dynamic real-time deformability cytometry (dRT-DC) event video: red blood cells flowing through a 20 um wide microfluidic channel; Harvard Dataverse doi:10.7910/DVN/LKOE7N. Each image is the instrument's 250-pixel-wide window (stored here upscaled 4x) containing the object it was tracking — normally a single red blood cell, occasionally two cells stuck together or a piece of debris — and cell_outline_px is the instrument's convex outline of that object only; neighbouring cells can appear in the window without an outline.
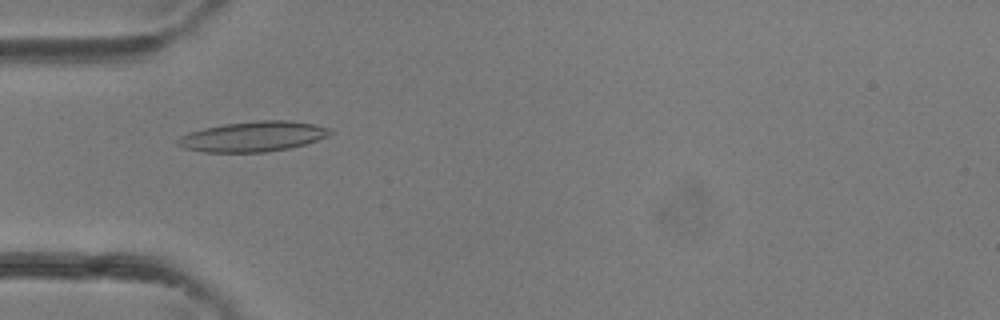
{"species": "common noctule bat (a hibernating species)", "species_latin": "Nyctalus noctula", "temperature_condition": "room temperature", "stored_images_in_passage": 29, "camera_frame_rate_fps": 3000, "um_per_image_px": 0.085, "animal": {"sex": "female"}, "frame": {"image": 1, "passage_image": 4, "time_ms": 1.0, "image_size_px": [1000, 320], "cell_outline_px": [[332, 132], [328, 136], [304, 144], [288, 148], [264, 152], [204, 152], [184, 148], [176, 144], [176, 140], [180, 136], [188, 132], [204, 128], [224, 124], [256, 120], [288, 120], [312, 124], [332, 128]], "centroid_in_image_um": [21.48, 11.6], "position_along_channel_um": 63.5, "area_um2": 26.76}}
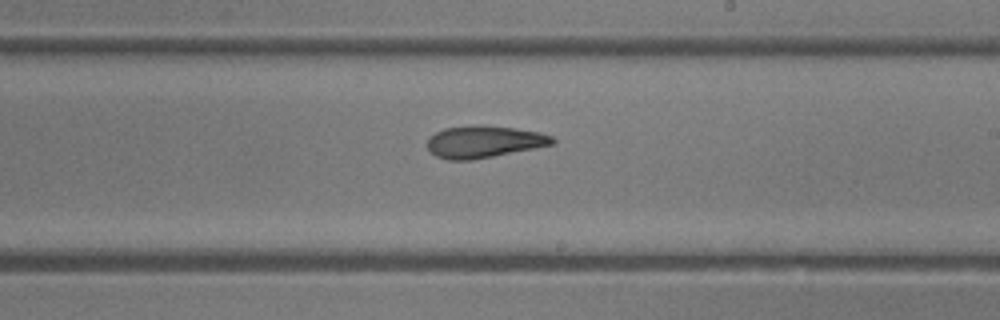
{"frame": {"image": 2, "passage_image": 14, "time_ms": 4.333, "image_size_px": [1000, 320], "cell_outline_px": [[556, 144], [472, 160], [448, 160], [436, 156], [428, 148], [428, 136], [444, 128], [516, 128], [540, 132], [552, 136], [556, 140]], "centroid_in_image_um": [41.17, 12.09], "position_along_channel_um": 247.8, "area_um2": 22.48}}
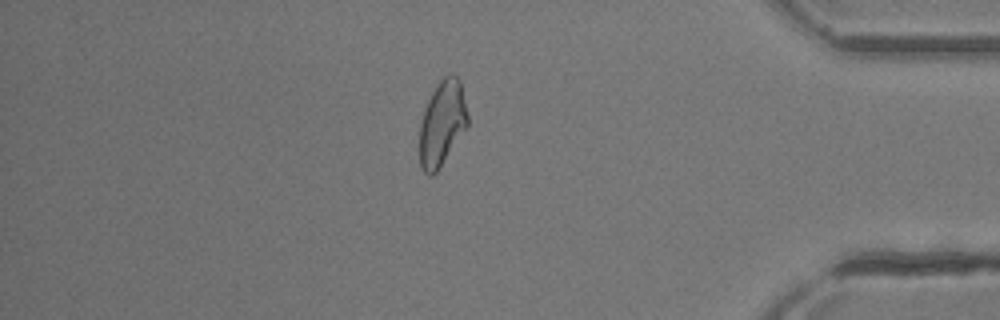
{"frame": {"image": 3, "passage_image": 24, "time_ms": 7.667, "image_size_px": [1000, 320], "cell_outline_px": [[468, 124], [436, 172], [432, 176], [428, 176], [420, 168], [420, 120], [428, 100], [436, 84], [448, 72], [452, 72], [460, 80], [468, 116]], "centroid_in_image_um": [37.56, 10.44], "position_along_channel_um": 397.6, "area_um2": 23.7}}